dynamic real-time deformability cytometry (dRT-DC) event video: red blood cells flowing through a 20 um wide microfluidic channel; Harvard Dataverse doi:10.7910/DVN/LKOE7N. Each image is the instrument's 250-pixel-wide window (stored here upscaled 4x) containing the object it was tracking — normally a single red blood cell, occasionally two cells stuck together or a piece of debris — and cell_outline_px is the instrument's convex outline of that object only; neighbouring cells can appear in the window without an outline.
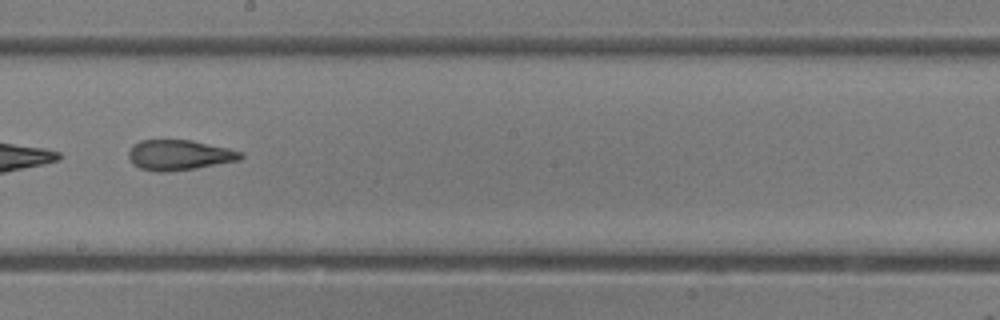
{"species": "common noctule bat (a hibernating species)", "species_latin": "Nyctalus noctula", "temperature_condition": "room temperature", "stored_images_in_passage": 40, "camera_frame_rate_fps": 3000, "um_per_image_px": 0.085, "animal": {"sex": "female"}, "frame": {"image": 1, "passage_image": 23, "time_ms": 7.333, "image_size_px": [1000, 320], "cell_outline_px": [[244, 156], [240, 160], [196, 168], [168, 172], [156, 172], [140, 168], [132, 164], [128, 156], [128, 152], [132, 144], [140, 140], [192, 140], [228, 148], [244, 152]], "centroid_in_image_um": [15.22, 13.18], "position_along_channel_um": 233.0, "area_um2": 20.0}}